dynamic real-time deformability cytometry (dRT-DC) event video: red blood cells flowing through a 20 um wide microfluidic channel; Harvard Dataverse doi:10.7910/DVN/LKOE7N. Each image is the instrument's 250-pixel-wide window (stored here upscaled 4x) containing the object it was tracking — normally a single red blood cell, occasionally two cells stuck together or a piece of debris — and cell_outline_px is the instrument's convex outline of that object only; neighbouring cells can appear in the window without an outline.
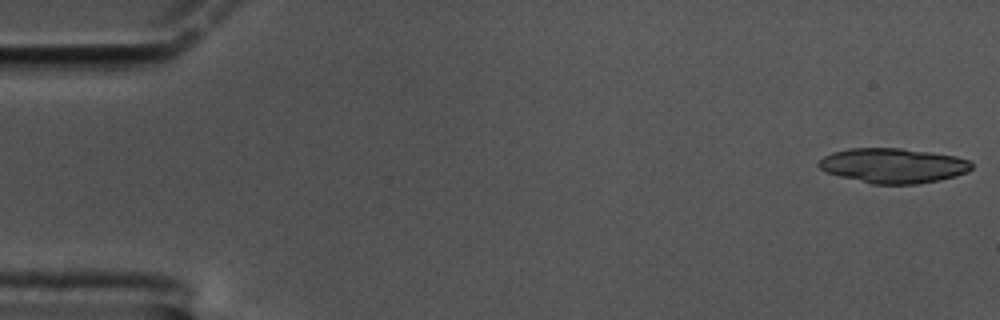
{"species": "common noctule bat (a hibernating species)", "species_latin": "Nyctalus noctula", "temperature_condition": "cold", "stored_images_in_passage": 42, "camera_frame_rate_fps": 3000, "um_per_image_px": 0.085, "animal": {"sex": "male", "body_mass_g": 17.5, "forearm_length_mm": 52.3}, "frame": {"image": 1, "passage_image": 1, "time_ms": 0.0, "image_size_px": [1000, 320], "cell_outline_px": [[972, 168], [956, 176], [940, 180], [916, 184], [872, 184], [840, 176], [828, 172], [820, 168], [816, 164], [824, 156], [832, 152], [848, 148], [900, 148], [956, 156], [968, 160], [972, 164]], "centroid_in_image_um": [75.9, 14.07], "position_along_channel_um": 9.1, "area_um2": 30.87}}
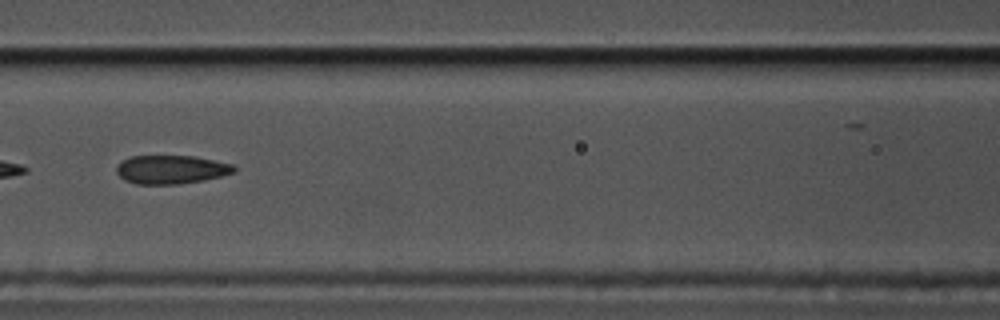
{"frame": {"image": 2, "passage_image": 26, "time_ms": 8.333, "image_size_px": [1000, 320], "cell_outline_px": [[236, 172], [204, 180], [176, 184], [136, 184], [124, 180], [116, 172], [116, 168], [128, 156], [196, 156], [232, 164], [236, 168]], "centroid_in_image_um": [14.56, 14.41], "position_along_channel_um": 152.0, "area_um2": 19.54}}